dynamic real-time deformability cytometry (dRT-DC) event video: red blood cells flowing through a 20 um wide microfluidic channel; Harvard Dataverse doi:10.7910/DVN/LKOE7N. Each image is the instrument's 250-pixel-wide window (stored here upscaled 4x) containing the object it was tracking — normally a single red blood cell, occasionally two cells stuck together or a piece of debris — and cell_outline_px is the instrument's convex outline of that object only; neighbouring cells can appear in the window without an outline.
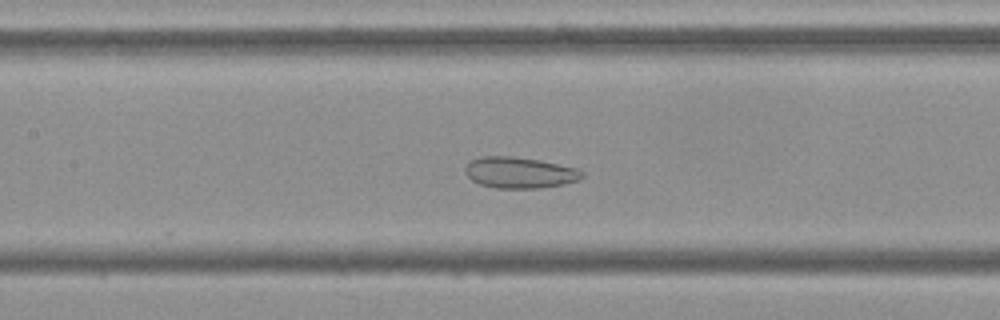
{"species": "Egyptian fruit bat (a non-hibernating species)", "species_latin": "Rousettus aegyptiacus", "temperature_condition": "cold", "stored_images_in_passage": 54, "camera_frame_rate_fps": 3000, "um_per_image_px": 0.085, "frame": {"image": 1, "passage_image": 24, "time_ms": 7.667, "image_size_px": [1000, 320], "cell_outline_px": [[584, 176], [580, 180], [564, 184], [540, 188], [496, 188], [480, 184], [472, 180], [464, 172], [464, 168], [472, 160], [480, 156], [512, 156], [540, 160], [576, 168], [584, 172]], "centroid_in_image_um": [44.18, 14.67], "position_along_channel_um": 163.2, "area_um2": 21.27}}
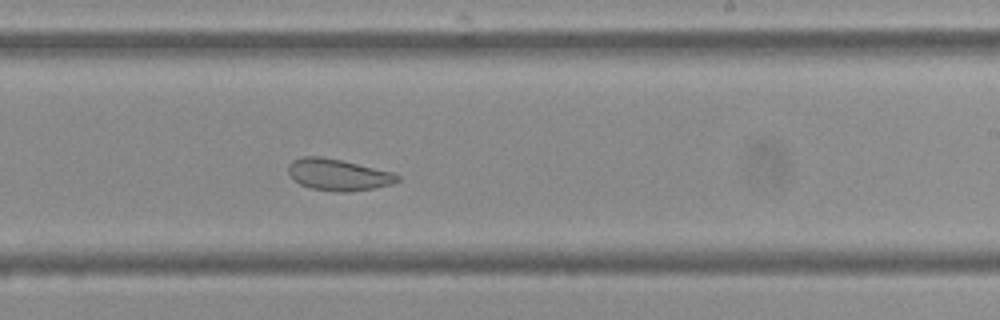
{"frame": {"image": 2, "passage_image": 32, "time_ms": 10.333, "image_size_px": [1000, 320], "cell_outline_px": [[400, 180], [392, 184], [372, 188], [344, 192], [332, 192], [312, 188], [300, 184], [292, 180], [288, 172], [288, 164], [292, 160], [300, 156], [320, 156], [340, 160], [392, 172], [400, 176]], "centroid_in_image_um": [28.69, 14.85], "position_along_channel_um": 260.3, "area_um2": 20.06}}
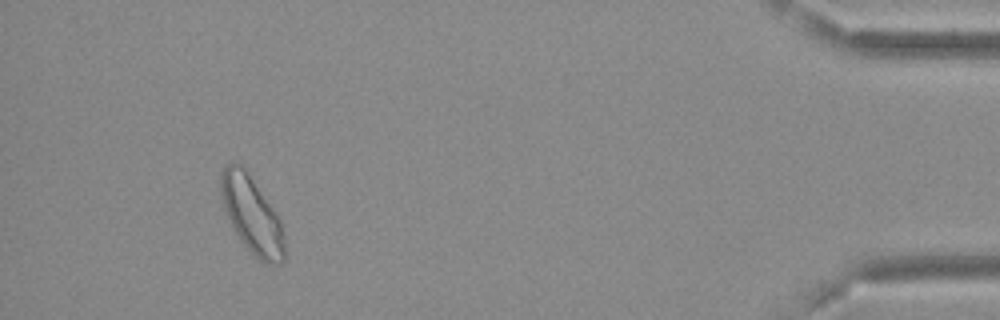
{"frame": {"image": 3, "passage_image": 50, "time_ms": 16.333, "image_size_px": [1000, 320], "cell_outline_px": [[284, 260], [280, 264], [264, 264], [240, 240], [224, 208], [220, 192], [220, 176], [224, 168], [232, 160], [240, 164], [248, 172], [280, 216], [284, 232]], "centroid_in_image_um": [21.43, 18.24], "position_along_channel_um": 413.8, "area_um2": 28.61}, "authors_computed_cell_mechanics": {"area_um2": 25.8077, "velocity_mm_per_s": 3.6524, "shape_relaxation_time_tau1_ms": null, "shape_relaxation_time_tau2_ms": 1.6723, "deformation_change_tau1": null, "deformation_change_tau2": 0.079}}